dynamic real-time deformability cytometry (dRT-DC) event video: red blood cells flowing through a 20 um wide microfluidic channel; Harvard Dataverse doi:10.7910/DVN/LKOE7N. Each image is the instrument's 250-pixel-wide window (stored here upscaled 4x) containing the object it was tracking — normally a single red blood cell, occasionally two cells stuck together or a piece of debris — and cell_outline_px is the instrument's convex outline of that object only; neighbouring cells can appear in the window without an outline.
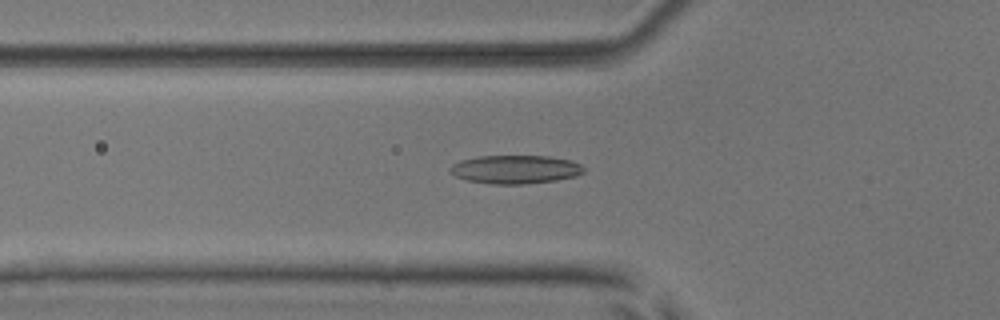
{"species": "common noctule bat (a hibernating species)", "species_latin": "Nyctalus noctula", "temperature_condition": "room temperature", "stored_images_in_passage": 36, "camera_frame_rate_fps": 3000, "um_per_image_px": 0.085, "animal": {"sex": "male", "body_mass_g": 17.9, "forearm_length_mm": 54.2}, "frame": {"image": 1, "passage_image": 2, "time_ms": 0.333, "image_size_px": [1000, 320], "cell_outline_px": [[584, 172], [576, 176], [556, 180], [524, 184], [492, 184], [468, 180], [456, 176], [448, 168], [452, 164], [460, 160], [476, 156], [548, 156], [572, 160], [580, 164], [584, 168]], "centroid_in_image_um": [43.81, 14.39], "position_along_channel_um": 82.0, "area_um2": 22.2}}
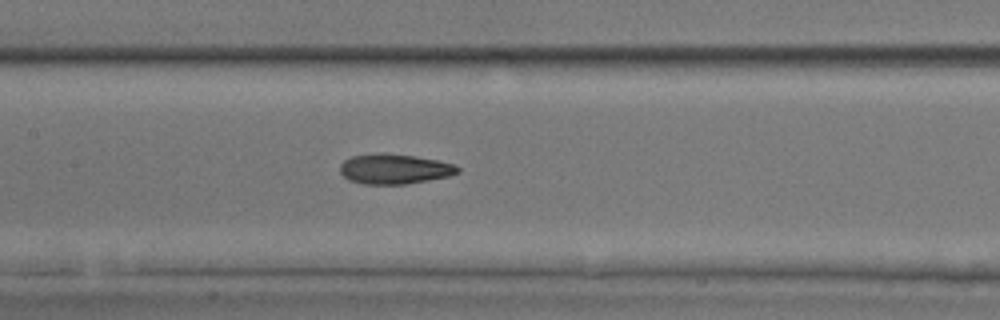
{"frame": {"image": 2, "passage_image": 9, "time_ms": 2.667, "image_size_px": [1000, 320], "cell_outline_px": [[460, 172], [448, 176], [428, 180], [404, 184], [364, 184], [348, 180], [340, 172], [340, 164], [344, 160], [352, 156], [380, 152], [416, 156], [440, 160], [452, 164], [460, 168]], "centroid_in_image_um": [33.51, 14.35], "position_along_channel_um": 173.9, "area_um2": 20.69}}
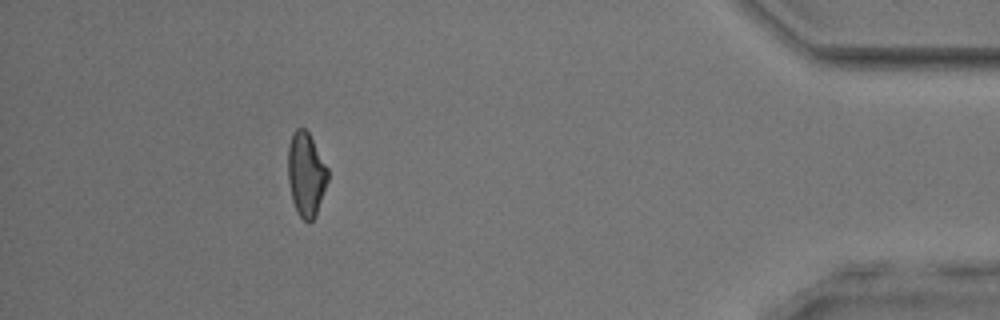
{"frame": {"image": 3, "passage_image": 31, "time_ms": 10.0, "image_size_px": [1000, 320], "cell_outline_px": [[328, 180], [316, 216], [308, 224], [296, 212], [292, 200], [288, 180], [288, 144], [292, 132], [296, 128], [304, 128], [308, 132], [328, 168]], "centroid_in_image_um": [26.0, 14.83], "position_along_channel_um": 409.2, "area_um2": 19.65}}